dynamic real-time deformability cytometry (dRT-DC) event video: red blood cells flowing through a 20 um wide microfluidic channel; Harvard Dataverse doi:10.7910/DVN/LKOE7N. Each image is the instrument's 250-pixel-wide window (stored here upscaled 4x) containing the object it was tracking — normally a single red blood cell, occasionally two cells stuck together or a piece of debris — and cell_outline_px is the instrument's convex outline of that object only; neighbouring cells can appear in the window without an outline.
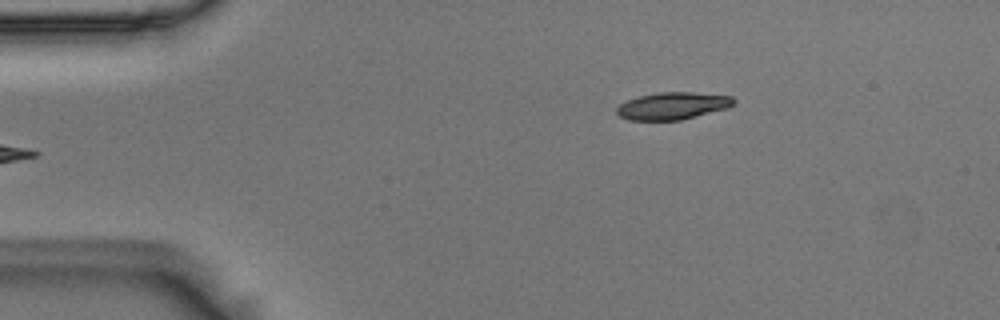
{"species": "Egyptian fruit bat (a non-hibernating species)", "species_latin": "Rousettus aegyptiacus", "temperature_condition": "room temperature", "stored_images_in_passage": 4, "camera_frame_rate_fps": 3000, "um_per_image_px": 0.085, "animal": {"sex": "male"}, "frame": {"image": 1, "passage_image": 4, "time_ms": 1.0, "image_size_px": [1000, 320], "cell_outline_px": [[736, 104], [728, 108], [680, 120], [628, 120], [620, 116], [616, 112], [616, 108], [620, 104], [636, 96], [656, 92], [692, 92], [732, 96], [736, 100]], "centroid_in_image_um": [57.19, 8.99], "position_along_channel_um": 27.8, "area_um2": 18.73}}